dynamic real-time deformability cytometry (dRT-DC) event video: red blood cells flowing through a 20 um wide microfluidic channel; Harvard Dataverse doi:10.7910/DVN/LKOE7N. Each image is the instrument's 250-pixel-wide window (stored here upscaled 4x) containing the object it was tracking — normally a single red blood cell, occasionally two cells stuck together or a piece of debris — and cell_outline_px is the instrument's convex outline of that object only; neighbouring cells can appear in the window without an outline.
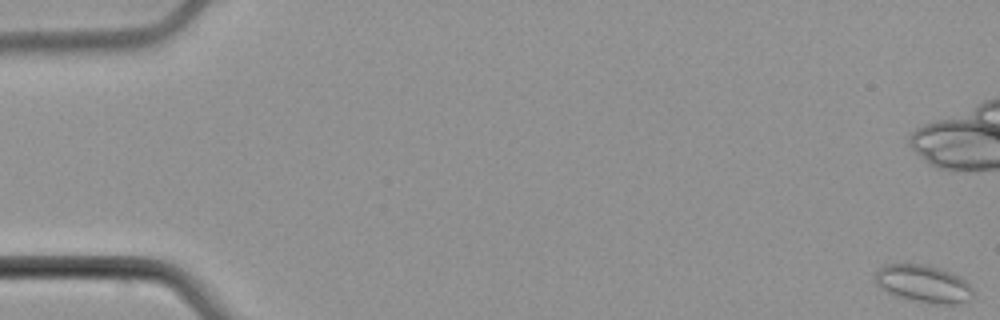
{"species": "common noctule bat (a hibernating species)", "species_latin": "Nyctalus noctula", "temperature_condition": "cold", "stored_images_in_passage": 5, "camera_frame_rate_fps": 3000, "um_per_image_px": 0.085, "animal": {"sex": "male", "body_mass_g": 21.5, "forearm_length_mm": 52.0}, "frame": {"image": 1, "passage_image": 5, "time_ms": 5.667, "image_size_px": [1000, 320], "cell_outline_px": [[972, 300], [964, 304], [936, 304], [912, 300], [888, 292], [880, 288], [876, 284], [876, 272], [880, 268], [888, 264], [924, 264], [940, 268], [952, 272], [960, 276], [972, 288]], "centroid_in_image_um": [78.55, 24.13], "position_along_channel_um": 6.5, "area_um2": 21.39}}